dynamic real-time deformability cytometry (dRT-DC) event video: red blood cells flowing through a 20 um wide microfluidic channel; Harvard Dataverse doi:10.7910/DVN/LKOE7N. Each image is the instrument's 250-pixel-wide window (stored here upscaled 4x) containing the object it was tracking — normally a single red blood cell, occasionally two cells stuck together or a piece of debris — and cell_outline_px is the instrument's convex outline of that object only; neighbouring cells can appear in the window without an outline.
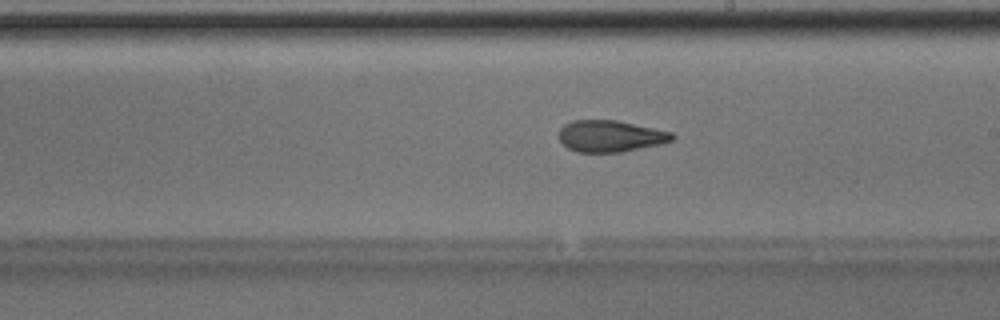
{"species": "Egyptian fruit bat (a non-hibernating species)", "species_latin": "Rousettus aegyptiacus", "temperature_condition": "room temperature", "stored_images_in_passage": 40, "camera_frame_rate_fps": 3000, "um_per_image_px": 0.085, "animal": {"sex": "male"}, "frame": {"image": 1, "passage_image": 29, "time_ms": 9.333, "image_size_px": [1000, 320], "cell_outline_px": [[676, 136], [672, 140], [660, 144], [620, 152], [576, 152], [568, 148], [560, 140], [560, 128], [564, 124], [572, 120], [616, 120], [672, 132]], "centroid_in_image_um": [51.87, 11.56], "position_along_channel_um": 237.1, "area_um2": 20.69}}